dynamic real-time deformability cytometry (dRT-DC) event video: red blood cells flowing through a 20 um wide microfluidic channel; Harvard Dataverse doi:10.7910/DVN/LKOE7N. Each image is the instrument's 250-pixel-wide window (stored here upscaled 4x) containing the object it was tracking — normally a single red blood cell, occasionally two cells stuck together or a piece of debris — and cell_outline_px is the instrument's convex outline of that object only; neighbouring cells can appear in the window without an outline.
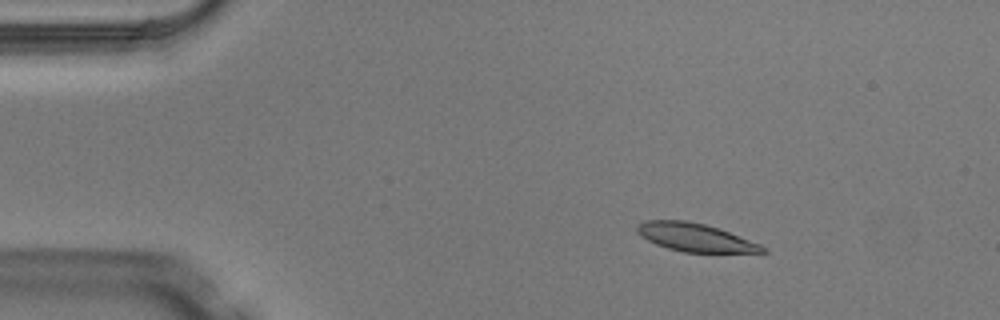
{"species": "Egyptian fruit bat (a non-hibernating species)", "species_latin": "Rousettus aegyptiacus", "temperature_condition": "warm", "stored_images_in_passage": 3, "camera_frame_rate_fps": 3000, "um_per_image_px": 0.085, "animal": {"sex": "male"}, "frame": {"image": 1, "passage_image": 2, "time_ms": 0.333, "image_size_px": [1000, 320], "cell_outline_px": [[768, 252], [684, 252], [668, 248], [656, 244], [640, 236], [636, 232], [636, 224], [644, 220], [684, 220], [704, 224], [728, 232], [760, 244], [768, 248]], "centroid_in_image_um": [59.04, 20.17], "position_along_channel_um": 26.0, "area_um2": 20.4}}